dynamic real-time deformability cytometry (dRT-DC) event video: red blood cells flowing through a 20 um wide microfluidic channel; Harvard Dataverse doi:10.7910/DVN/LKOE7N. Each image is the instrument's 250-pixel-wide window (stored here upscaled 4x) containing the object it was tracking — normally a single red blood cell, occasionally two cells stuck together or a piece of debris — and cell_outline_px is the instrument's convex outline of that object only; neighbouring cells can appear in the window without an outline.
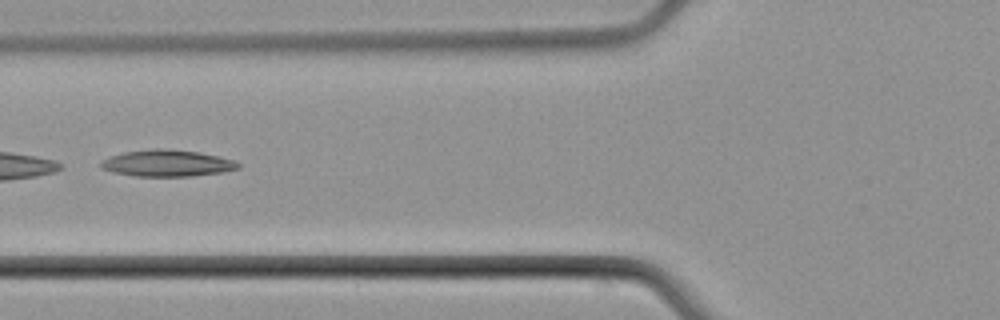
{"species": "common noctule bat (a hibernating species)", "species_latin": "Nyctalus noctula", "temperature_condition": "cold", "stored_images_in_passage": 6, "camera_frame_rate_fps": 3000, "um_per_image_px": 0.085, "animal": {"sex": "male", "body_mass_g": 21.5, "forearm_length_mm": 52.0}, "frame": {"image": 1, "passage_image": 6, "time_ms": 6.333, "image_size_px": [1000, 320], "cell_outline_px": [[240, 168], [224, 172], [192, 176], [136, 176], [112, 172], [100, 168], [100, 164], [104, 160], [112, 156], [124, 152], [152, 148], [164, 148], [200, 152], [232, 160], [240, 164]], "centroid_in_image_um": [14.21, 13.87], "position_along_channel_um": 111.6, "area_um2": 21.21}}